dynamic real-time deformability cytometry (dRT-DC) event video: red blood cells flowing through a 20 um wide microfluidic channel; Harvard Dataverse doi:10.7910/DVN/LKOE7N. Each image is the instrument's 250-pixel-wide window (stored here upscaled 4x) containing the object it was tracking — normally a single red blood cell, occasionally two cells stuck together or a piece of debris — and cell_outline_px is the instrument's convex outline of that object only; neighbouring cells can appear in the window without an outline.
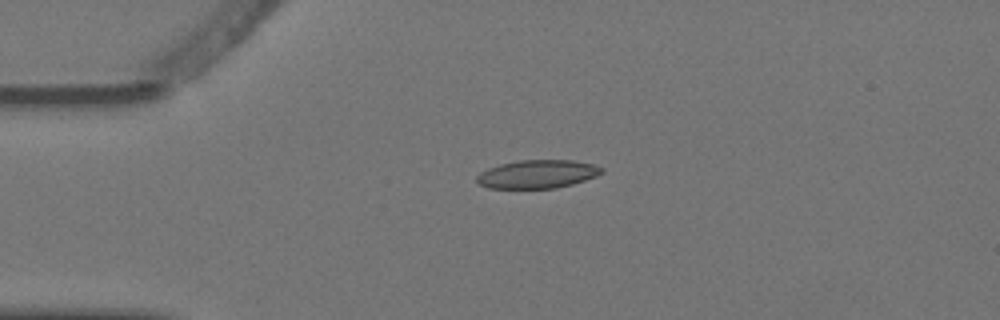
{"species": "Egyptian fruit bat (a non-hibernating species)", "species_latin": "Rousettus aegyptiacus", "temperature_condition": "warm", "stored_images_in_passage": 4, "camera_frame_rate_fps": 3000, "um_per_image_px": 0.085, "animal": {"sex": "female"}, "frame": {"image": 1, "passage_image": 4, "time_ms": 1.0, "image_size_px": [1000, 320], "cell_outline_px": [[604, 172], [596, 176], [572, 184], [556, 188], [488, 188], [480, 184], [476, 180], [476, 176], [480, 172], [488, 168], [500, 164], [520, 160], [572, 160], [592, 164], [604, 168]], "centroid_in_image_um": [45.68, 14.8], "position_along_channel_um": 39.3, "area_um2": 20.58}}